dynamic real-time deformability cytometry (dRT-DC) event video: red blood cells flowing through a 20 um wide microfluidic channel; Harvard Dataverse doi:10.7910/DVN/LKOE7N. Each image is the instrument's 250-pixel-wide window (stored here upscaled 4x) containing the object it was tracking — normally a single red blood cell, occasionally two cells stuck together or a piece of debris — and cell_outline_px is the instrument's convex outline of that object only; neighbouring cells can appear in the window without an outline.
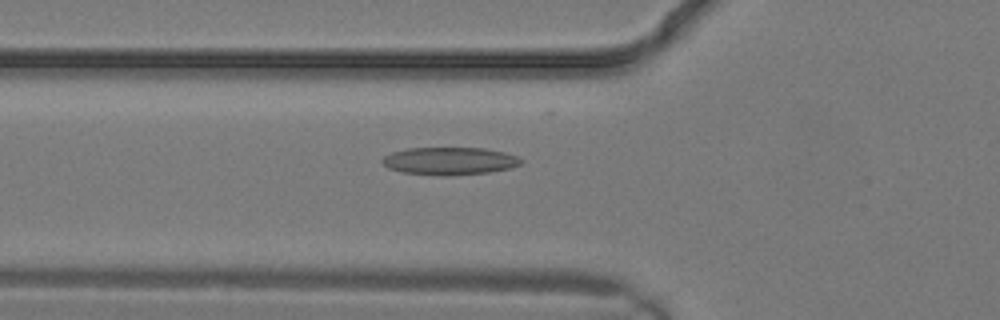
{"species": "common noctule bat (a hibernating species)", "species_latin": "Nyctalus noctula", "temperature_condition": "warm", "stored_images_in_passage": 4, "camera_frame_rate_fps": 3000, "um_per_image_px": 0.085, "animal": {"sex": "male", "body_mass_g": 19.2, "forearm_length_mm": 51.8}, "frame": {"image": 1, "passage_image": 2, "time_ms": 0.333, "image_size_px": [1000, 320], "cell_outline_px": [[524, 160], [520, 164], [512, 168], [488, 172], [452, 176], [440, 176], [404, 172], [388, 168], [380, 160], [384, 156], [392, 152], [408, 148], [484, 148], [504, 152], [516, 156]], "centroid_in_image_um": [38.22, 13.69], "position_along_channel_um": 87.6, "area_um2": 22.43}}
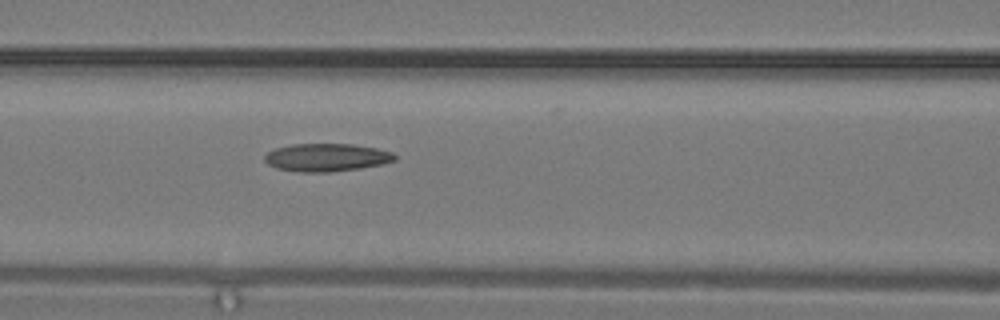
{"frame": {"image": 2, "passage_image": 4, "time_ms": 1.0, "image_size_px": [1000, 320], "cell_outline_px": [[396, 160], [384, 164], [360, 168], [332, 172], [300, 172], [276, 168], [268, 164], [264, 160], [264, 156], [268, 152], [276, 148], [292, 144], [352, 144], [376, 148], [392, 152], [396, 156]], "centroid_in_image_um": [27.77, 13.39], "position_along_channel_um": 138.8, "area_um2": 21.21}}